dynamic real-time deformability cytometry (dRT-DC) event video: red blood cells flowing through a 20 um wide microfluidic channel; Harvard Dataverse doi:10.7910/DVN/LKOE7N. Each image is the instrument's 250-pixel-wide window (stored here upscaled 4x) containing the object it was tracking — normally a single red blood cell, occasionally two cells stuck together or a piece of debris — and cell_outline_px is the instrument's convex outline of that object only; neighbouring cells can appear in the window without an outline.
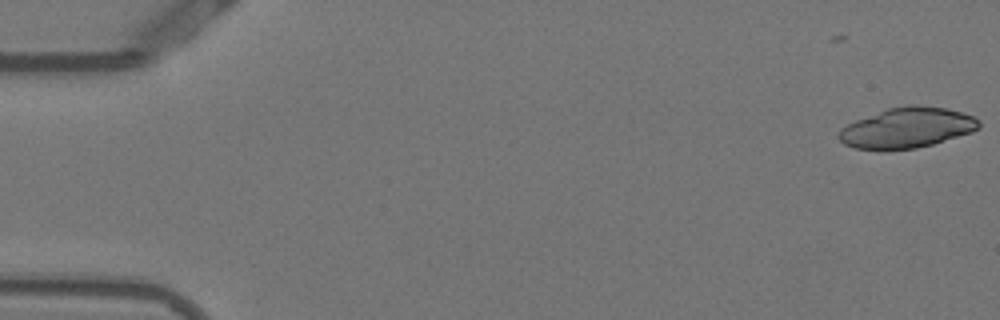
{"species": "Egyptian fruit bat (a non-hibernating species)", "species_latin": "Rousettus aegyptiacus", "temperature_condition": "warm", "stored_images_in_passage": 2, "camera_frame_rate_fps": 3000, "um_per_image_px": 0.085, "animal": {"sex": "female"}, "frame": {"image": 1, "passage_image": 2, "time_ms": 0.333, "image_size_px": [1000, 320], "cell_outline_px": [[980, 128], [972, 132], [932, 144], [916, 148], [880, 152], [856, 148], [844, 144], [836, 136], [840, 128], [856, 120], [888, 108], [908, 104], [916, 104], [948, 108], [972, 116], [980, 120]], "centroid_in_image_um": [77.07, 10.88], "position_along_channel_um": 7.9, "area_um2": 33.47}}